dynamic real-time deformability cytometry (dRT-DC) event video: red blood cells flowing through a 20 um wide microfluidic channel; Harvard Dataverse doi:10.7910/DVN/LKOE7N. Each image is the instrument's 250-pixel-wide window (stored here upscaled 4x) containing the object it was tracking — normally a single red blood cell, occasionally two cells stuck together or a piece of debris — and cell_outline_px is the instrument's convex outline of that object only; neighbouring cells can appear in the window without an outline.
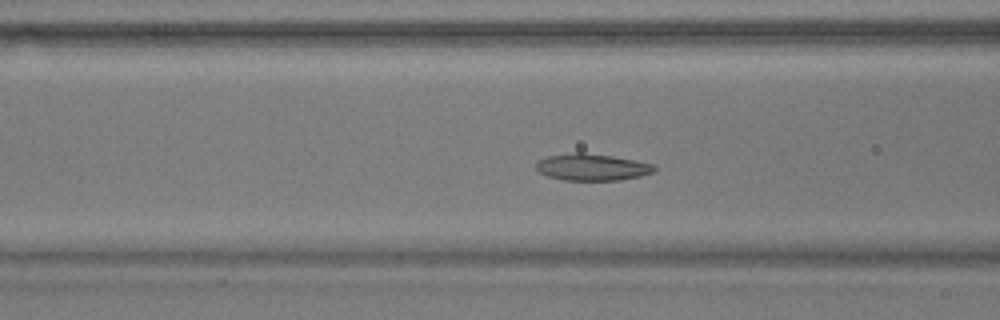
{"species": "common noctule bat (a hibernating species)", "species_latin": "Nyctalus noctula", "temperature_condition": "warm", "stored_images_in_passage": 56, "camera_frame_rate_fps": 3000, "um_per_image_px": 0.085, "animal": {"sex": "male", "body_mass_g": 17.9}, "frame": {"image": 1, "passage_image": 21, "time_ms": 6.667, "image_size_px": [1000, 320], "cell_outline_px": [[656, 172], [640, 176], [620, 180], [564, 180], [548, 176], [540, 172], [536, 168], [536, 164], [540, 160], [548, 156], [576, 152], [584, 152], [612, 156], [652, 164], [656, 168]], "centroid_in_image_um": [50.34, 14.21], "position_along_channel_um": 116.3, "area_um2": 18.26}}
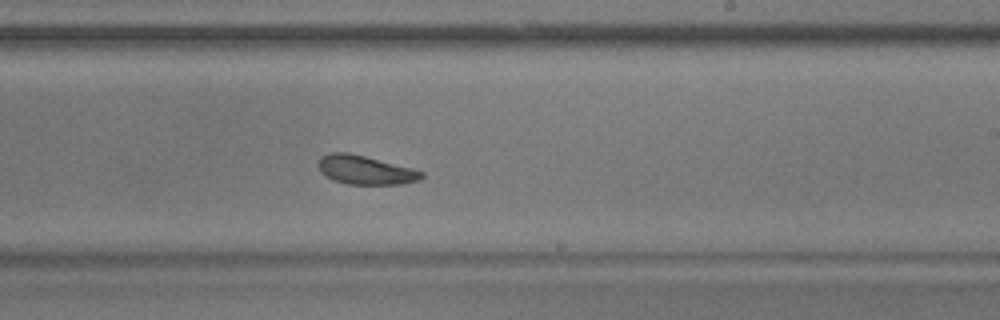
{"frame": {"image": 2, "passage_image": 33, "time_ms": 10.667, "image_size_px": [1000, 320], "cell_outline_px": [[424, 176], [420, 180], [400, 184], [348, 184], [336, 180], [320, 172], [320, 156], [328, 152], [348, 152], [412, 168], [424, 172]], "centroid_in_image_um": [31.08, 14.44], "position_along_channel_um": 257.9, "area_um2": 17.11}}
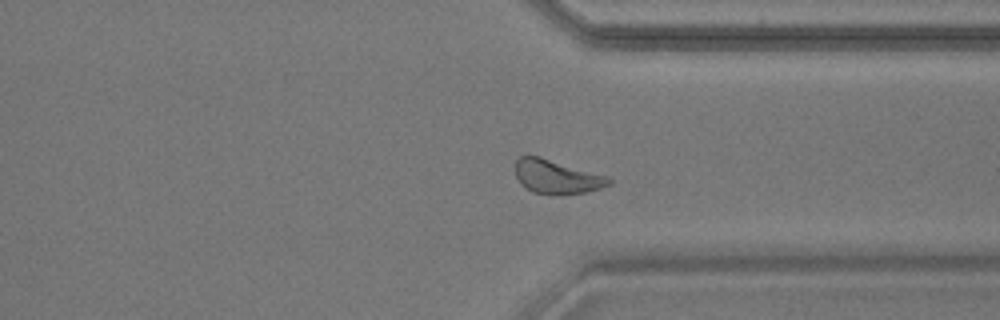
{"frame": {"image": 3, "passage_image": 42, "time_ms": 13.667, "image_size_px": [1000, 320], "cell_outline_px": [[612, 184], [600, 188], [584, 192], [560, 196], [556, 196], [532, 192], [520, 184], [516, 176], [516, 160], [520, 156], [540, 156], [608, 176], [612, 180]], "centroid_in_image_um": [47.32, 15.04], "position_along_channel_um": 364.1, "area_um2": 18.73}, "authors_computed_cell_mechanics": {"area_um2": 18.9006, "velocity_mm_per_s": 3.548, "shape_relaxation_time_tau1_ms": 2.9724, "shape_relaxation_time_tau2_ms": 5.2034, "deformation_change_tau1": 0.0965, "deformation_change_tau2": 0.1148}}